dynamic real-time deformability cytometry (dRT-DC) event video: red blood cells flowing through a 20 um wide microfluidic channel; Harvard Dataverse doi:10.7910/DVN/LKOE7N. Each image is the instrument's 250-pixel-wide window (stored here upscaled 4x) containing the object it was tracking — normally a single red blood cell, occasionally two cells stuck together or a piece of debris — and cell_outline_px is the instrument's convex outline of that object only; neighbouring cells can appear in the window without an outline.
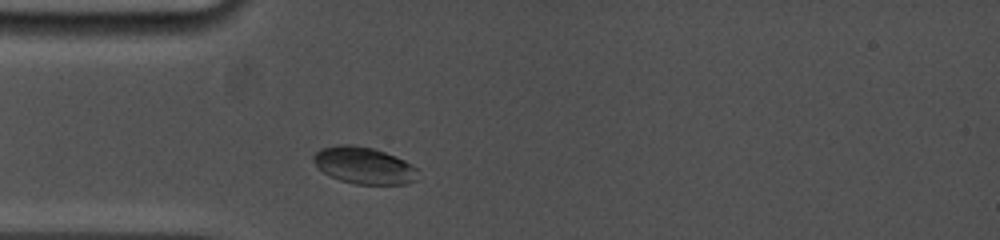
{"species": "common noctule bat (a hibernating species)", "species_latin": "Nyctalus noctula", "temperature_condition": "cold", "stored_images_in_passage": 2, "camera_frame_rate_fps": 5000, "um_per_image_px": 0.085, "animal": {"sex": "female", "body_mass_g": 19.0, "forearm_length_mm": 53.3}, "frame": {"image": 1, "passage_image": 2, "time_ms": 1.0, "image_size_px": [1000, 240], "cell_outline_px": [[416, 180], [408, 184], [356, 184], [340, 180], [324, 172], [316, 164], [312, 156], [320, 148], [336, 144], [348, 144], [372, 148], [384, 152], [404, 160], [412, 164], [416, 168]], "centroid_in_image_um": [30.93, 14.06], "position_along_channel_um": 54.1, "area_um2": 22.2}}